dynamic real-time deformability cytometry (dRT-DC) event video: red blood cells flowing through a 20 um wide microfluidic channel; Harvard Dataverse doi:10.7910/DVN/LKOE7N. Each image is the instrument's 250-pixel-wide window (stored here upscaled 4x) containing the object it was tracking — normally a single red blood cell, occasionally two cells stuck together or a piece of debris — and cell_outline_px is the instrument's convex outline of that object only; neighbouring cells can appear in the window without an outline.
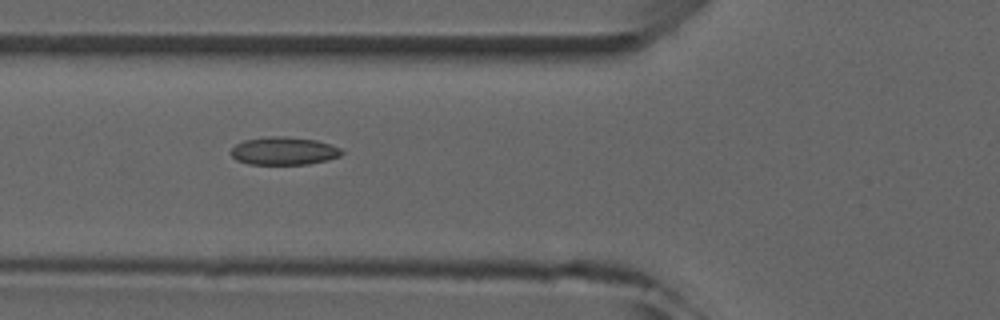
{"species": "common noctule bat (a hibernating species)", "species_latin": "Nyctalus noctula", "temperature_condition": "room temperature", "stored_images_in_passage": 6, "camera_frame_rate_fps": 3000, "um_per_image_px": 0.085, "animal": {"sex": "male", "forearm_length_mm": 52.5}, "frame": {"image": 1, "passage_image": 4, "time_ms": 4.333, "image_size_px": [1000, 320], "cell_outline_px": [[344, 152], [340, 156], [328, 160], [308, 164], [248, 164], [236, 160], [232, 156], [232, 148], [236, 144], [244, 140], [272, 136], [284, 136], [316, 140], [340, 148]], "centroid_in_image_um": [24.13, 12.83], "position_along_channel_um": 101.7, "area_um2": 17.92}}
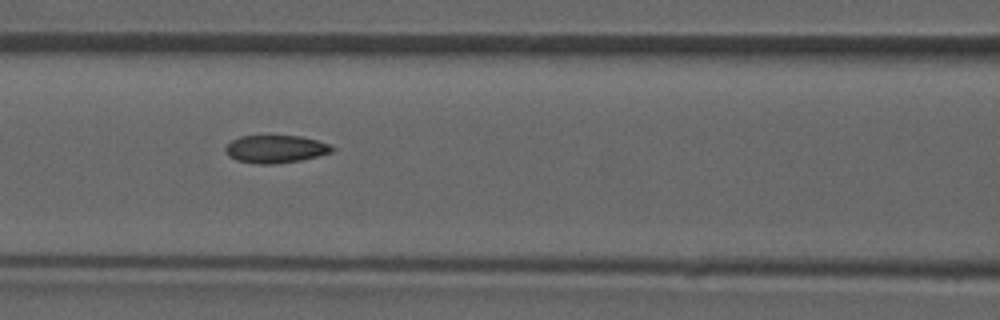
{"frame": {"image": 2, "passage_image": 5, "time_ms": 5.333, "image_size_px": [1000, 320], "cell_outline_px": [[336, 148], [332, 152], [300, 160], [272, 164], [256, 164], [236, 160], [228, 156], [224, 148], [232, 140], [240, 136], [300, 136], [316, 140], [328, 144]], "centroid_in_image_um": [23.4, 12.67], "position_along_channel_um": 143.2, "area_um2": 17.11}}